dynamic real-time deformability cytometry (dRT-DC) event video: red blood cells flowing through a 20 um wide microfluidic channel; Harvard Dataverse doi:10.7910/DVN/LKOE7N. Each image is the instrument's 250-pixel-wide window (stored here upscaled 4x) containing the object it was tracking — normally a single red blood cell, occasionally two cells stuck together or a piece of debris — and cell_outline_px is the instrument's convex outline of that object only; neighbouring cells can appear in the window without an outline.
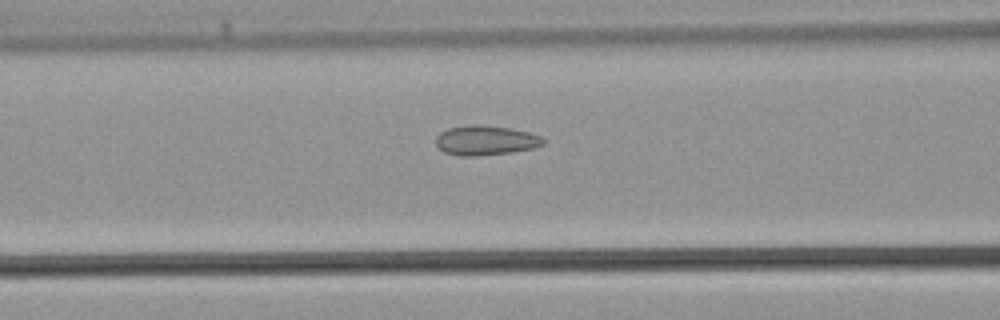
{"species": "common noctule bat (a hibernating species)", "species_latin": "Nyctalus noctula", "temperature_condition": "warm", "stored_images_in_passage": 41, "camera_frame_rate_fps": 3000, "um_per_image_px": 0.085, "animal": {"sex": "male", "body_mass_g": 21.5, "forearm_length_mm": 52.0}, "frame": {"image": 1, "passage_image": 16, "time_ms": 5.0, "image_size_px": [1000, 320], "cell_outline_px": [[544, 144], [532, 148], [512, 152], [476, 156], [460, 156], [444, 152], [436, 144], [436, 136], [440, 132], [448, 128], [472, 124], [480, 124], [512, 128], [528, 132], [540, 136], [544, 140]], "centroid_in_image_um": [41.26, 11.92], "position_along_channel_um": 125.3, "area_um2": 18.61}}
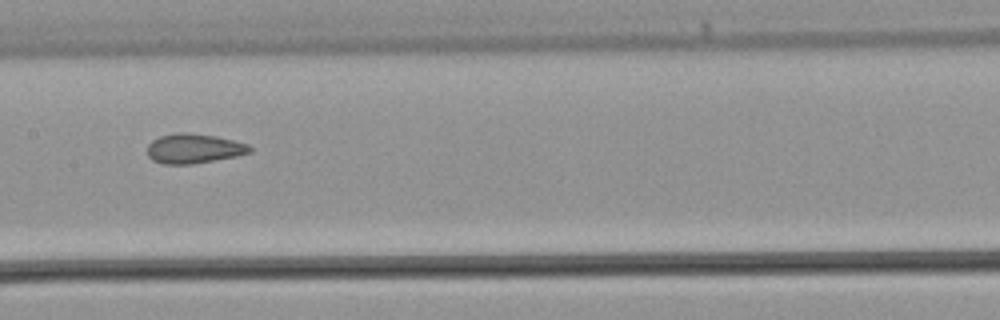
{"frame": {"image": 2, "passage_image": 20, "time_ms": 6.333, "image_size_px": [1000, 320], "cell_outline_px": [[252, 152], [236, 156], [192, 164], [164, 164], [152, 160], [148, 156], [148, 144], [152, 140], [160, 136], [176, 132], [184, 132], [216, 136], [248, 144], [252, 148]], "centroid_in_image_um": [16.47, 12.62], "position_along_channel_um": 190.9, "area_um2": 17.69}}
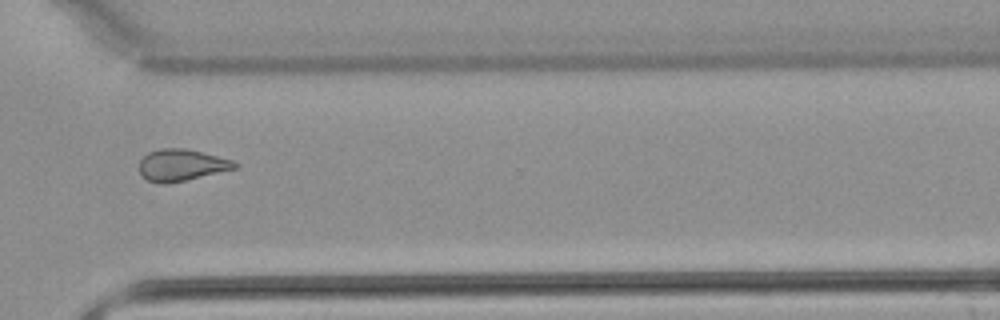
{"frame": {"image": 3, "passage_image": 30, "time_ms": 9.667, "image_size_px": [1000, 320], "cell_outline_px": [[240, 164], [236, 168], [184, 180], [148, 180], [140, 172], [140, 160], [148, 152], [160, 148], [184, 148], [232, 160]], "centroid_in_image_um": [15.46, 13.97], "position_along_channel_um": 355.1, "area_um2": 16.7}}